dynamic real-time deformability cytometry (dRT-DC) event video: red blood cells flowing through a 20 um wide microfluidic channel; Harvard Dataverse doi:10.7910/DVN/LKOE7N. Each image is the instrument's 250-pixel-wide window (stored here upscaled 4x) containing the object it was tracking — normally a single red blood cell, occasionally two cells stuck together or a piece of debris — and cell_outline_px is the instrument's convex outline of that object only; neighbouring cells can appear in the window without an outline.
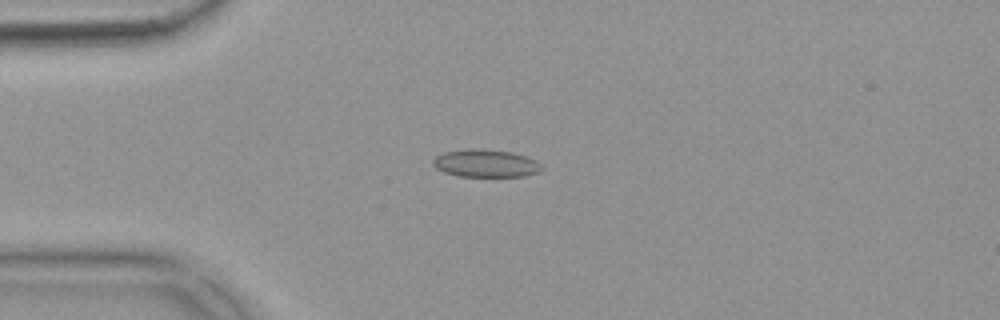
{"species": "common noctule bat (a hibernating species)", "species_latin": "Nyctalus noctula", "temperature_condition": "warm", "stored_images_in_passage": 53, "camera_frame_rate_fps": 3000, "um_per_image_px": 0.085, "animal": {"sex": "female", "body_mass_g": 18.4}, "frame": {"image": 1, "passage_image": 14, "time_ms": 4.333, "image_size_px": [1000, 320], "cell_outline_px": [[544, 168], [540, 172], [524, 176], [456, 176], [444, 172], [436, 168], [432, 164], [432, 160], [436, 156], [444, 152], [468, 148], [480, 148], [512, 152], [536, 160]], "centroid_in_image_um": [41.27, 13.88], "position_along_channel_um": 43.7, "area_um2": 17.69}}
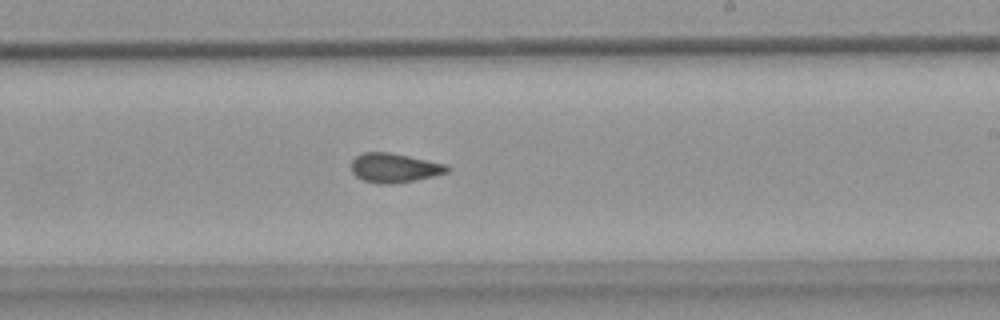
{"frame": {"image": 2, "passage_image": 32, "time_ms": 10.333, "image_size_px": [1000, 320], "cell_outline_px": [[452, 168], [448, 172], [416, 180], [392, 184], [376, 184], [364, 180], [356, 176], [352, 172], [352, 160], [356, 156], [364, 152], [388, 152], [448, 164]], "centroid_in_image_um": [33.54, 14.27], "position_along_channel_um": 255.5, "area_um2": 16.42}}
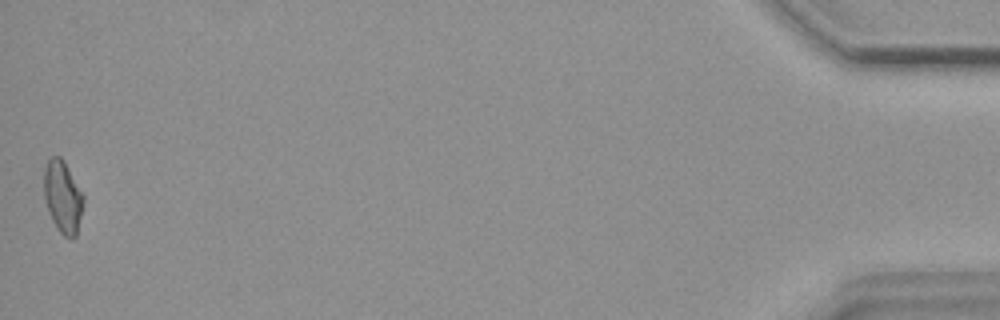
{"frame": {"image": 3, "passage_image": 53, "time_ms": 17.333, "image_size_px": [1000, 320], "cell_outline_px": [[84, 200], [76, 236], [72, 240], [64, 236], [60, 232], [52, 220], [48, 212], [44, 196], [44, 168], [48, 160], [52, 156], [60, 156], [64, 160], [84, 196]], "centroid_in_image_um": [5.33, 16.73], "position_along_channel_um": 429.9, "area_um2": 16.59}, "authors_computed_cell_mechanics": {"area_um2": 16.6464, "velocity_mm_per_s": 3.8584, "shape_relaxation_time_tau1_ms": null, "shape_relaxation_time_tau2_ms": 2.2498, "deformation_change_tau1": null, "deformation_change_tau2": 0.0948}}